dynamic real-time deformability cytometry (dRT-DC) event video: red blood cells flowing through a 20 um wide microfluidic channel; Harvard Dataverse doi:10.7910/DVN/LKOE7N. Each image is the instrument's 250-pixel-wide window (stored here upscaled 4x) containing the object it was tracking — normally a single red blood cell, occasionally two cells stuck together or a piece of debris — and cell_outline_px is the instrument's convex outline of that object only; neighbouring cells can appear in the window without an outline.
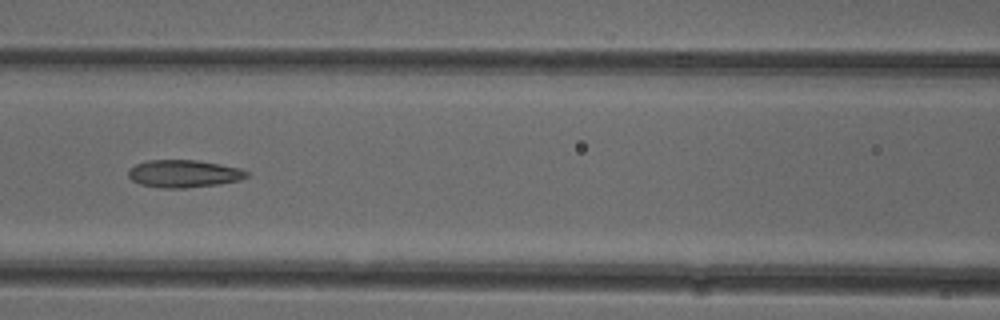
{"species": "common noctule bat (a hibernating species)", "species_latin": "Nyctalus noctula", "temperature_condition": "cold", "stored_images_in_passage": 6, "camera_frame_rate_fps": 3000, "um_per_image_px": 0.085, "animal": {"sex": "female"}, "frame": {"image": 1, "passage_image": 6, "time_ms": 1.667, "image_size_px": [1000, 320], "cell_outline_px": [[248, 176], [240, 180], [216, 184], [184, 188], [160, 188], [140, 184], [132, 180], [128, 176], [128, 172], [136, 164], [148, 160], [196, 160], [220, 164], [240, 168], [248, 172]], "centroid_in_image_um": [15.62, 14.76], "position_along_channel_um": 151.0, "area_um2": 18.84}}